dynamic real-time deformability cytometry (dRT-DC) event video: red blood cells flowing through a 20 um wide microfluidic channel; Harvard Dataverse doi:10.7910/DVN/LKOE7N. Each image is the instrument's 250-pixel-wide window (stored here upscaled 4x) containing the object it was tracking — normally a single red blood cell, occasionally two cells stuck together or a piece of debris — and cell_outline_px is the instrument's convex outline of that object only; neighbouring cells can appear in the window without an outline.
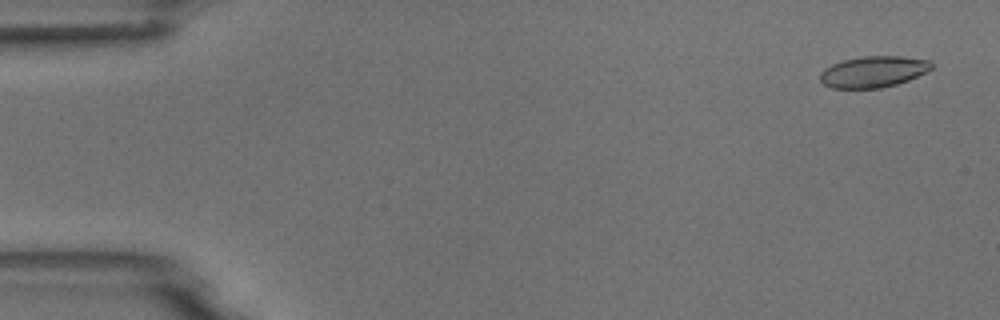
{"species": "common noctule bat (a hibernating species)", "species_latin": "Nyctalus noctula", "temperature_condition": "room temperature", "stored_images_in_passage": 4, "camera_frame_rate_fps": 3000, "um_per_image_px": 0.085, "animal": {"sex": "male", "body_mass_g": 18.8}, "frame": {"image": 1, "passage_image": 1, "time_ms": 0.0, "image_size_px": [1000, 320], "cell_outline_px": [[932, 68], [908, 80], [896, 84], [880, 88], [832, 88], [824, 84], [820, 80], [820, 72], [824, 68], [832, 64], [844, 60], [864, 56], [900, 56], [932, 60]], "centroid_in_image_um": [74.22, 6.09], "position_along_channel_um": 10.8, "area_um2": 20.17}}
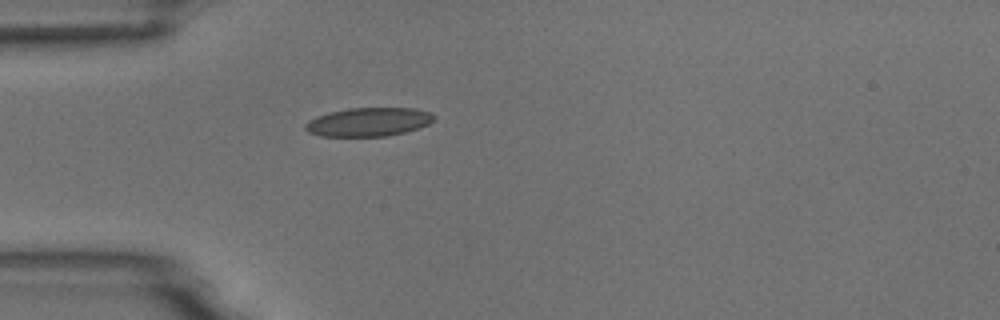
{"frame": {"image": 2, "passage_image": 4, "time_ms": 4.333, "image_size_px": [1000, 320], "cell_outline_px": [[436, 120], [420, 128], [388, 136], [320, 136], [308, 132], [304, 128], [304, 124], [308, 120], [316, 116], [328, 112], [348, 108], [416, 108], [432, 112], [436, 116]], "centroid_in_image_um": [31.35, 10.36], "position_along_channel_um": 53.7, "area_um2": 21.85}}